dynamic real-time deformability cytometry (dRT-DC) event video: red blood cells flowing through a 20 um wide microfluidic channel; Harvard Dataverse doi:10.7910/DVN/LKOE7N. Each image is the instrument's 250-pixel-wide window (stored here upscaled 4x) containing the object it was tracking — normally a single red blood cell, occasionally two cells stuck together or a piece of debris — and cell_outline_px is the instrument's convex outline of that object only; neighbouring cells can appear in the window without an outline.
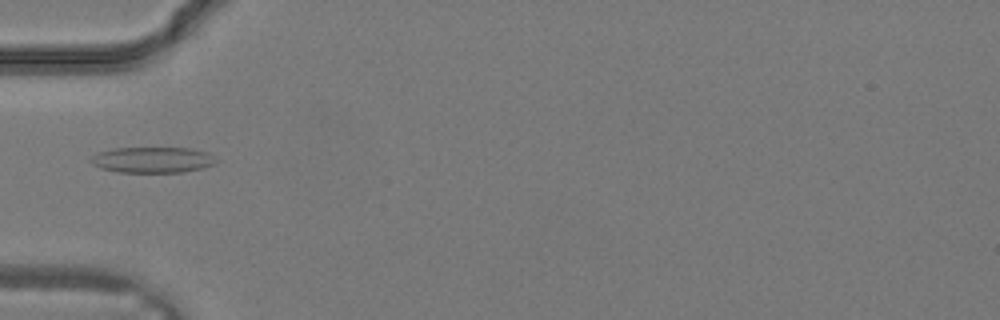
{"species": "common noctule bat (a hibernating species)", "species_latin": "Nyctalus noctula", "temperature_condition": "warm", "stored_images_in_passage": 25, "camera_frame_rate_fps": 3000, "um_per_image_px": 0.085, "animal": {"sex": "male", "body_mass_g": 19.2, "forearm_length_mm": 51.8}, "frame": {"image": 1, "passage_image": 4, "time_ms": 1.0, "image_size_px": [1000, 320], "cell_outline_px": [[220, 160], [212, 164], [200, 168], [184, 172], [116, 172], [100, 168], [92, 164], [88, 160], [92, 156], [100, 152], [116, 148], [188, 148], [208, 152]], "centroid_in_image_um": [12.96, 13.59], "position_along_channel_um": 72.0, "area_um2": 18.84}}
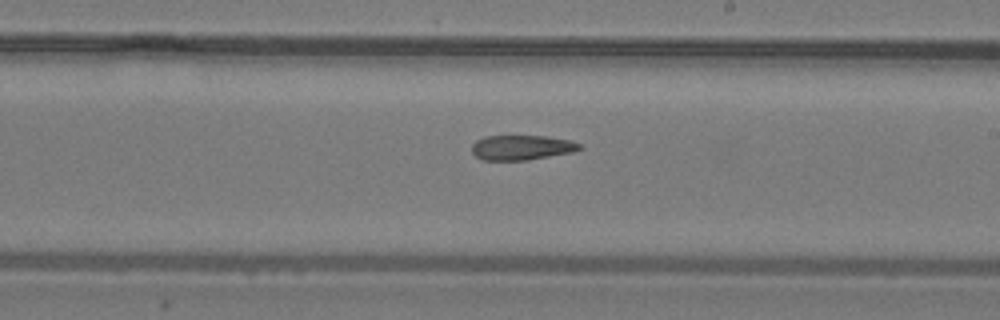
{"frame": {"image": 2, "passage_image": 12, "time_ms": 3.667, "image_size_px": [1000, 320], "cell_outline_px": [[584, 148], [572, 152], [528, 160], [480, 160], [472, 152], [472, 144], [476, 140], [484, 136], [548, 136], [572, 140], [580, 144]], "centroid_in_image_um": [44.35, 12.53], "position_along_channel_um": 244.7, "area_um2": 15.78}}
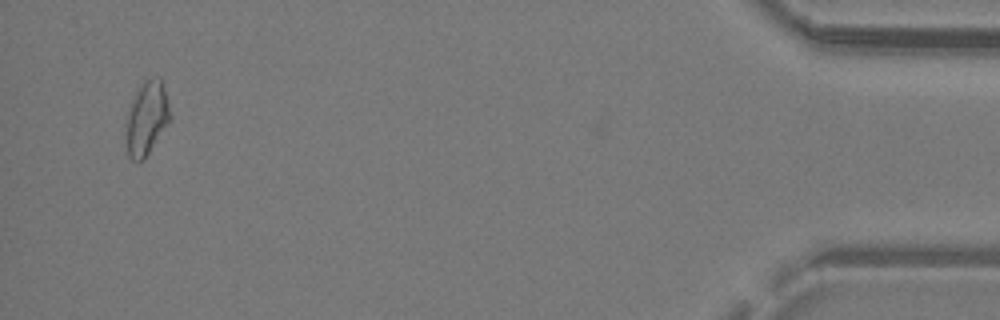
{"frame": {"image": 3, "passage_image": 24, "time_ms": 7.667, "image_size_px": [1000, 320], "cell_outline_px": [[168, 120], [144, 160], [132, 160], [128, 156], [128, 112], [132, 100], [136, 92], [144, 80], [156, 76], [160, 76], [164, 80], [168, 104]], "centroid_in_image_um": [12.48, 9.96], "position_along_channel_um": 422.7, "area_um2": 18.03}}